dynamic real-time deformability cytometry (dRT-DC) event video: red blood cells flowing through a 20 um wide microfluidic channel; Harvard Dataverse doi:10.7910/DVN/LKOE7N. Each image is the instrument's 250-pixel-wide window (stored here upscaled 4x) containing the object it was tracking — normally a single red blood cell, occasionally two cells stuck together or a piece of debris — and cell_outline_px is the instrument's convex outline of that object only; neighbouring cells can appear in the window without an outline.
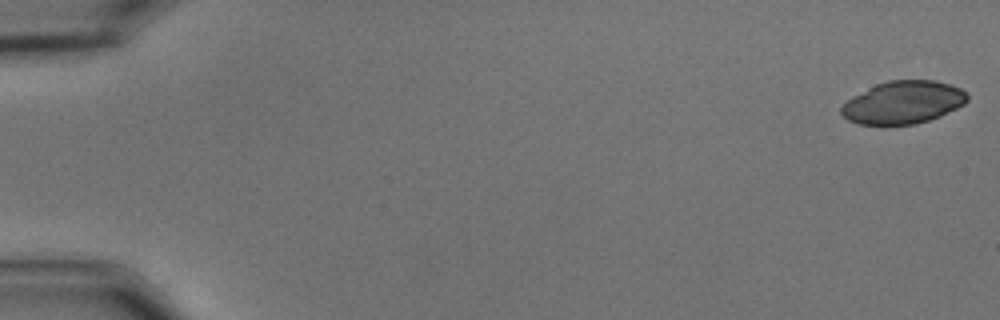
{"species": "common noctule bat (a hibernating species)", "species_latin": "Nyctalus noctula", "temperature_condition": "cold", "stored_images_in_passage": 57, "camera_frame_rate_fps": 3000, "um_per_image_px": 0.085, "animal": {"sex": "male", "body_mass_g": 15.6}, "frame": {"image": 1, "passage_image": 1, "time_ms": 0.0, "image_size_px": [1000, 320], "cell_outline_px": [[968, 100], [964, 104], [940, 116], [916, 124], [856, 124], [848, 120], [840, 112], [840, 108], [852, 96], [876, 84], [888, 80], [936, 80], [960, 88], [968, 92]], "centroid_in_image_um": [76.77, 8.7], "position_along_channel_um": 8.2, "area_um2": 31.27}}